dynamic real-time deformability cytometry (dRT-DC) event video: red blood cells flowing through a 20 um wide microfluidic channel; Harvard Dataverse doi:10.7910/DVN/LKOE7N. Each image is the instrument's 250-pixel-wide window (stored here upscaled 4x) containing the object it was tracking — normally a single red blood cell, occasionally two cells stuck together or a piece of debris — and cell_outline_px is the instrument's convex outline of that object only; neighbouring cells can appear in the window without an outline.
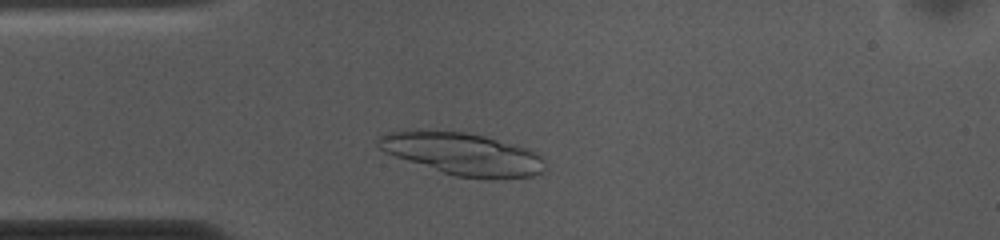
{"species": "common noctule bat (a hibernating species)", "species_latin": "Nyctalus noctula", "temperature_condition": "cold", "stored_images_in_passage": 40, "camera_frame_rate_fps": 3000, "um_per_image_px": 0.085, "animal": {"sex": "female", "body_mass_g": 10.0, "forearm_length_mm": 53.1}, "frame": {"image": 1, "passage_image": 8, "time_ms": 2.333, "image_size_px": [1000, 240], "cell_outline_px": [[544, 168], [540, 172], [532, 176], [492, 180], [456, 176], [440, 172], [396, 156], [380, 148], [376, 144], [376, 140], [380, 136], [392, 132], [464, 132], [484, 136], [512, 144], [536, 152], [544, 160]], "centroid_in_image_um": [39.38, 13.13], "position_along_channel_um": 45.6, "area_um2": 40.11}}
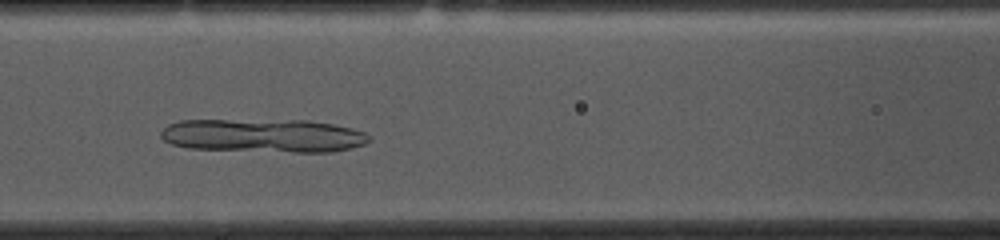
{"frame": {"image": 2, "passage_image": 17, "time_ms": 5.333, "image_size_px": [1000, 240], "cell_outline_px": [[372, 140], [364, 144], [352, 148], [332, 152], [292, 152], [188, 148], [172, 144], [164, 140], [160, 136], [160, 132], [168, 124], [180, 120], [308, 120], [332, 124], [352, 128], [364, 132]], "centroid_in_image_um": [22.39, 11.52], "position_along_channel_um": 144.2, "area_um2": 40.81}}
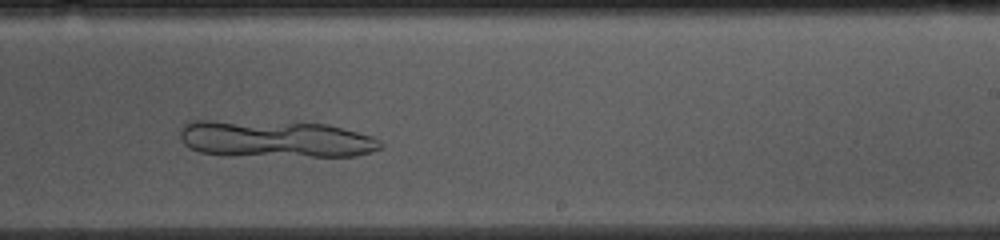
{"frame": {"image": 3, "passage_image": 27, "time_ms": 8.667, "image_size_px": [1000, 240], "cell_outline_px": [[384, 144], [380, 148], [372, 152], [356, 156], [228, 156], [200, 152], [188, 148], [180, 140], [180, 128], [188, 120], [212, 120], [328, 124], [372, 136], [380, 140]], "centroid_in_image_um": [23.35, 11.83], "position_along_channel_um": 265.6, "area_um2": 43.81}}